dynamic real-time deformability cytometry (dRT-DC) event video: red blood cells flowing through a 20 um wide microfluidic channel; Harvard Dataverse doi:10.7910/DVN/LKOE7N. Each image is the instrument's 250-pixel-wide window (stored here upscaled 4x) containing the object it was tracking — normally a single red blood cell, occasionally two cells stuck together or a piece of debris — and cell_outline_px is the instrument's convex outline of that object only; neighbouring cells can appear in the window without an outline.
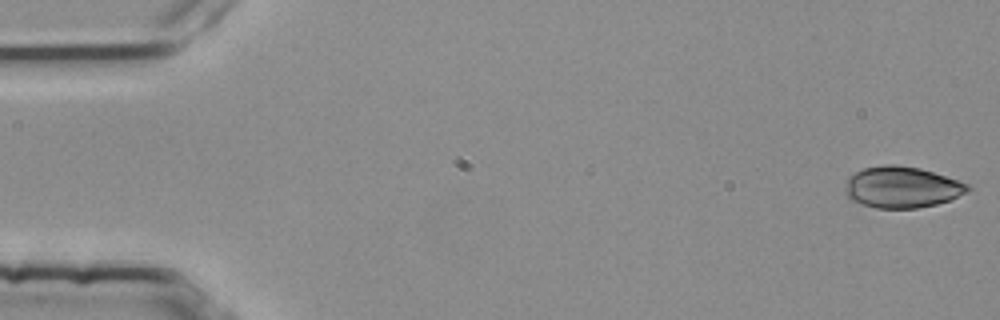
{"species": "common noctule bat (a hibernating species)", "species_latin": "Nyctalus noctula", "temperature_condition": "room temperature", "stored_images_in_passage": 53, "camera_frame_rate_fps": 3000, "um_per_image_px": 0.085, "animal": {"sex": "female", "body_mass_g": 25.1}, "frame": {"image": 1, "passage_image": 1, "time_ms": 0.0, "image_size_px": [1000, 320], "cell_outline_px": [[972, 188], [968, 192], [948, 200], [936, 204], [916, 208], [876, 208], [848, 200], [844, 192], [848, 176], [864, 168], [884, 164], [896, 164], [920, 168], [968, 184]], "centroid_in_image_um": [76.61, 15.91], "position_along_channel_um": 8.4, "area_um2": 29.54}}
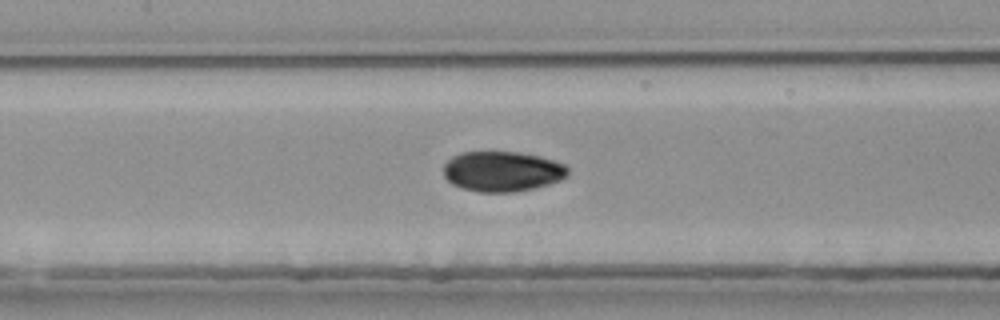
{"frame": {"image": 2, "passage_image": 25, "time_ms": 8.0, "image_size_px": [1000, 320], "cell_outline_px": [[568, 176], [560, 180], [548, 184], [532, 188], [508, 192], [480, 192], [464, 188], [452, 184], [444, 176], [444, 164], [452, 156], [460, 152], [520, 152], [540, 156], [556, 160], [564, 164], [568, 168]], "centroid_in_image_um": [42.7, 14.55], "position_along_channel_um": 164.7, "area_um2": 29.13}}
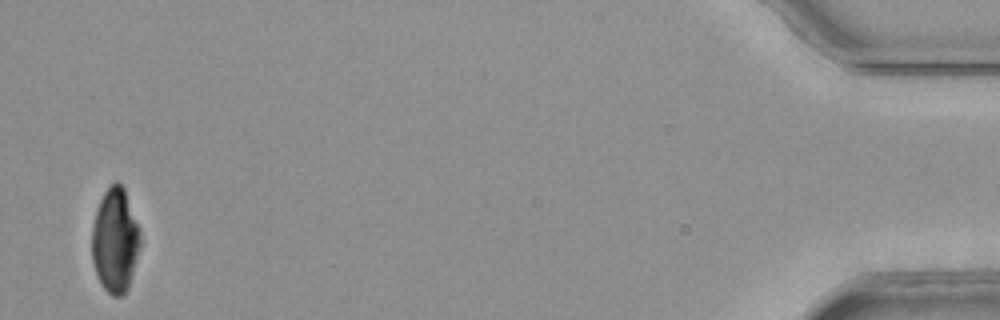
{"frame": {"image": 3, "passage_image": 53, "time_ms": 17.333, "image_size_px": [1000, 320], "cell_outline_px": [[140, 244], [136, 260], [128, 288], [120, 296], [112, 296], [100, 284], [96, 276], [92, 260], [92, 228], [96, 212], [100, 200], [104, 192], [116, 180], [124, 188], [140, 228]], "centroid_in_image_um": [9.78, 20.44], "position_along_channel_um": 425.4, "area_um2": 29.3}, "authors_computed_cell_mechanics": {"area_um2": 29.767, "velocity_mm_per_s": 3.7827, "shape_relaxation_time_tau1_ms": 7.0667, "shape_relaxation_time_tau2_ms": 1.943, "deformation_change_tau1": 0.1453, "deformation_change_tau2": 0.0374}}